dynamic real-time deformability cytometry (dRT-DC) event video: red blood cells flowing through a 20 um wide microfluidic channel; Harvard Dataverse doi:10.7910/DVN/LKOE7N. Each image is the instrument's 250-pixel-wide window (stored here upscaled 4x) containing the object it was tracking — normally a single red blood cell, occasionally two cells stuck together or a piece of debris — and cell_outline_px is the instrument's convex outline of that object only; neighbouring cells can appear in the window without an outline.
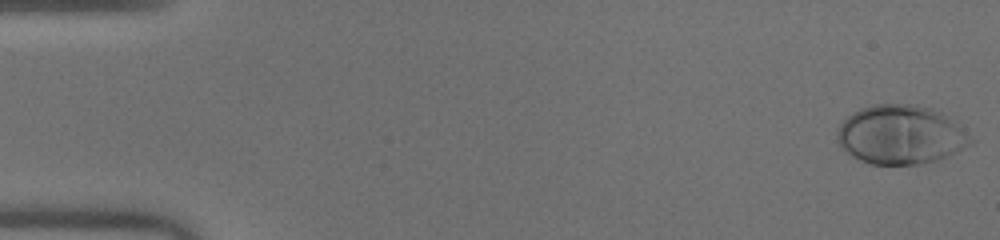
{"species": "human", "species_latin": "Homo sapiens", "temperature_condition": "warm", "stored_images_in_passage": 51, "camera_frame_rate_fps": 3000, "um_per_image_px": 0.085, "donor": {"sex": "male"}, "frame": {"image": 1, "passage_image": 1, "time_ms": 0.0, "image_size_px": [1000, 240], "cell_outline_px": [[976, 140], [972, 144], [936, 160], [920, 164], [872, 164], [860, 160], [844, 152], [840, 148], [836, 140], [836, 132], [840, 124], [848, 116], [860, 108], [872, 104], [908, 104], [932, 108], [956, 120]], "centroid_in_image_um": [76.56, 11.44], "position_along_channel_um": 8.4, "area_um2": 46.3}}
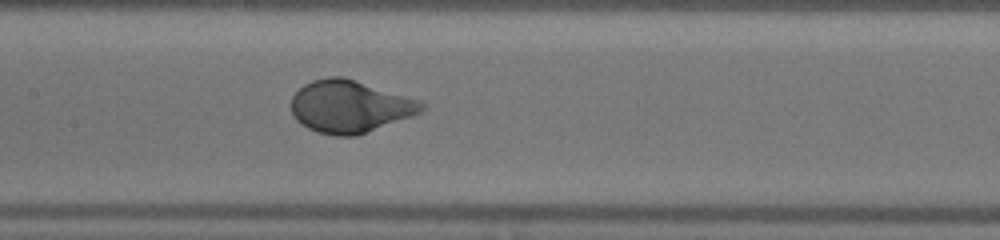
{"frame": {"image": 2, "passage_image": 25, "time_ms": 8.0, "image_size_px": [1000, 240], "cell_outline_px": [[424, 108], [420, 112], [412, 116], [356, 136], [336, 136], [316, 132], [308, 128], [296, 120], [292, 112], [292, 96], [304, 84], [312, 80], [328, 76], [344, 76], [420, 100], [424, 104]], "centroid_in_image_um": [29.72, 9.04], "position_along_channel_um": 177.7, "area_um2": 39.77}}
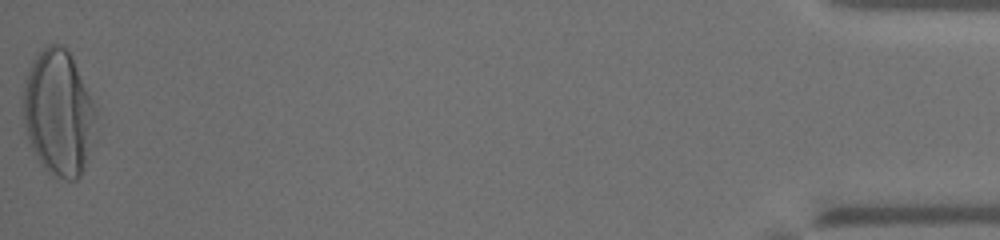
{"frame": {"image": 3, "passage_image": 51, "time_ms": 16.667, "image_size_px": [1000, 240], "cell_outline_px": [[96, 116], [84, 168], [80, 176], [76, 180], [68, 180], [52, 176], [40, 164], [28, 140], [24, 124], [24, 88], [28, 72], [32, 60], [48, 44], [64, 44], [72, 56], [96, 108]], "centroid_in_image_um": [4.96, 9.59], "position_along_channel_um": 430.2, "area_um2": 52.71}, "authors_computed_cell_mechanics": {"area_um2": 39.6508, "velocity_mm_per_s": 4.021, "shape_relaxation_time_tau1_ms": 2.6562, "shape_relaxation_time_tau2_ms": null, "deformation_change_tau1": 0.2061, "deformation_change_tau2": null}}